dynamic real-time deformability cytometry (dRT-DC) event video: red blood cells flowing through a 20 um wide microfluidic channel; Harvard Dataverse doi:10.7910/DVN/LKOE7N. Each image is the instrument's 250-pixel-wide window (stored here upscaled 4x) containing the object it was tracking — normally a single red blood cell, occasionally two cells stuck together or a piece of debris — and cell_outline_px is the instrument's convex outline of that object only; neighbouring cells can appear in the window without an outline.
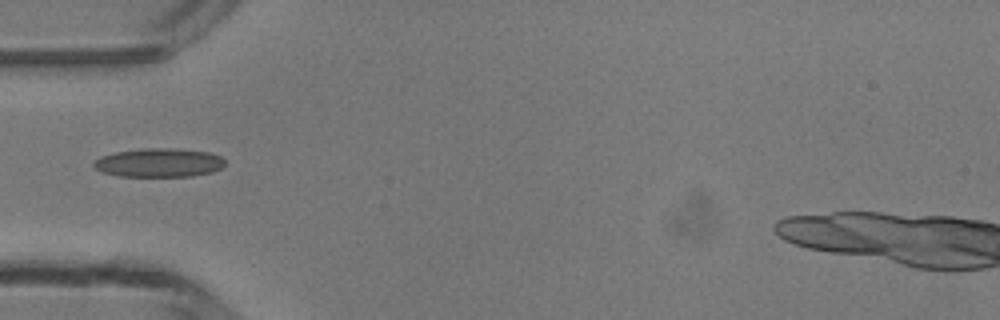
{"species": "common noctule bat (a hibernating species)", "species_latin": "Nyctalus noctula", "temperature_condition": "room temperature", "stored_images_in_passage": 29, "camera_frame_rate_fps": 3000, "um_per_image_px": 0.085, "animal": {"sex": "male", "body_mass_g": 13.3}, "frame": {"image": 1, "passage_image": 1, "time_ms": 0.0, "image_size_px": [1000, 320], "cell_outline_px": [[224, 164], [220, 168], [212, 172], [192, 176], [116, 176], [100, 172], [92, 164], [100, 156], [116, 152], [144, 148], [176, 148], [208, 152], [220, 156], [224, 160]], "centroid_in_image_um": [13.49, 13.83], "position_along_channel_um": 71.5, "area_um2": 22.02}}
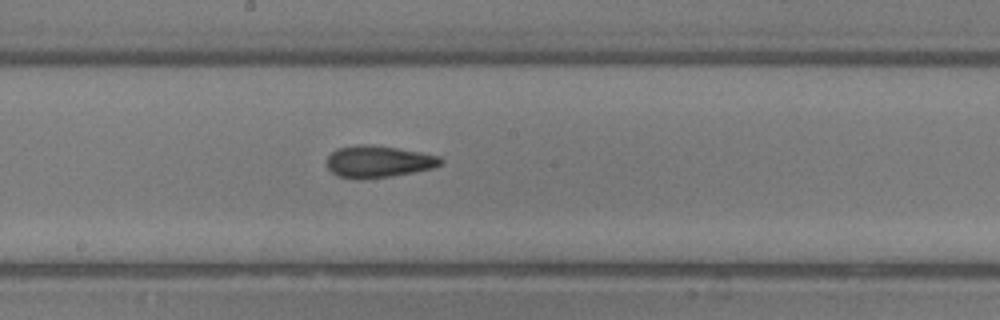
{"frame": {"image": 2, "passage_image": 11, "time_ms": 3.333, "image_size_px": [1000, 320], "cell_outline_px": [[444, 160], [440, 164], [432, 168], [392, 176], [356, 180], [336, 176], [328, 168], [328, 156], [336, 148], [356, 144], [372, 144], [420, 152], [440, 156]], "centroid_in_image_um": [32.13, 13.73], "position_along_channel_um": 216.1, "area_um2": 21.27}}
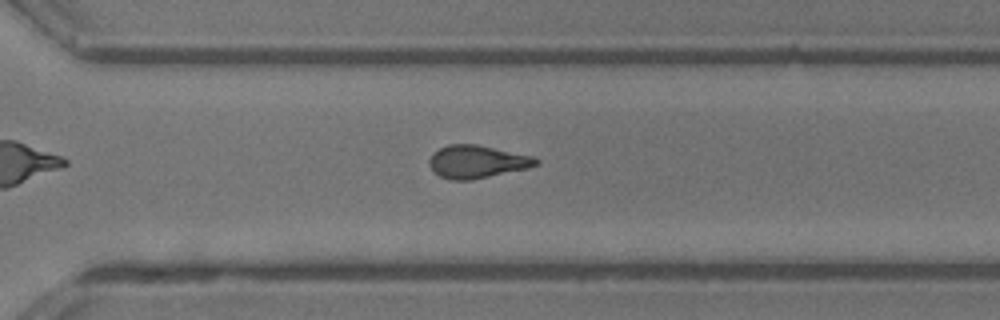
{"frame": {"image": 3, "passage_image": 19, "time_ms": 6.0, "image_size_px": [1000, 320], "cell_outline_px": [[540, 164], [528, 168], [472, 180], [448, 180], [440, 176], [428, 164], [428, 160], [440, 148], [448, 144], [476, 144], [532, 156], [540, 160]], "centroid_in_image_um": [40.56, 13.75], "position_along_channel_um": 330.0, "area_um2": 20.29}, "authors_computed_cell_mechanics": {"area_um2": 20.2878, "velocity_mm_per_s": 4.2915, "shape_relaxation_time_tau1_ms": 5.3182, "shape_relaxation_time_tau2_ms": 1.9667, "deformation_change_tau1": 0.1832, "deformation_change_tau2": 0.1087}}